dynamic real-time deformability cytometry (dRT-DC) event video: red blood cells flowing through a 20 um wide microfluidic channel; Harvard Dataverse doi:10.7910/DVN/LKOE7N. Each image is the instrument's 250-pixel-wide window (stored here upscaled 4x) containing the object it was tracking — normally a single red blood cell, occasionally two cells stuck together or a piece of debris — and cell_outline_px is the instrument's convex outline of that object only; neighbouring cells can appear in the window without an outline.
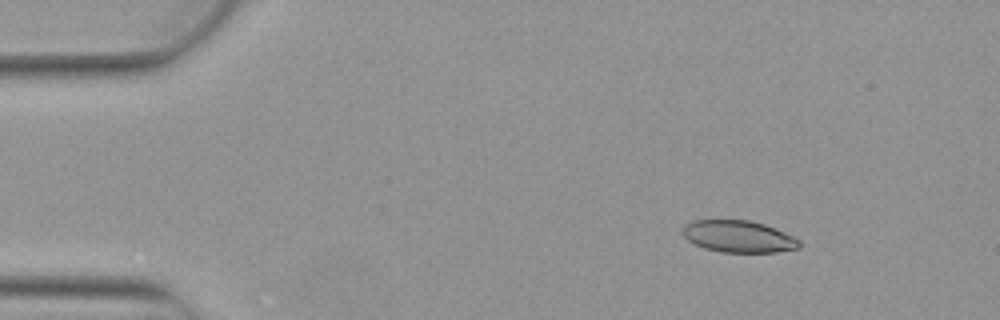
{"species": "Egyptian fruit bat (a non-hibernating species)", "species_latin": "Rousettus aegyptiacus", "temperature_condition": "warm", "stored_images_in_passage": 4, "camera_frame_rate_fps": 3000, "um_per_image_px": 0.085, "animal": {"sex": "female"}, "frame": {"image": 1, "passage_image": 2, "time_ms": 0.333, "image_size_px": [1000, 320], "cell_outline_px": [[800, 248], [776, 252], [720, 252], [704, 248], [692, 244], [684, 236], [684, 224], [692, 220], [752, 220], [776, 228], [800, 240]], "centroid_in_image_um": [62.77, 20.1], "position_along_channel_um": 22.2, "area_um2": 21.79}}